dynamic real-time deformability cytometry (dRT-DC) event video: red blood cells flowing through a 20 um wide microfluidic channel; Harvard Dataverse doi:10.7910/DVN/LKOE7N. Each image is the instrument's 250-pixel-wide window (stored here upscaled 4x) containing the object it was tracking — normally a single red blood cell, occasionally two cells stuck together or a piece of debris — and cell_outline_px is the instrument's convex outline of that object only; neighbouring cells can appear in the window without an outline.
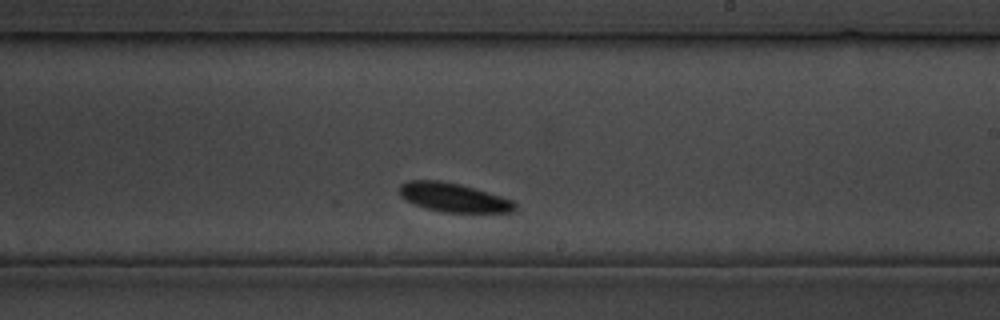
{"species": "common noctule bat (a hibernating species)", "species_latin": "Nyctalus noctula", "temperature_condition": "cold", "stored_images_in_passage": 16, "camera_frame_rate_fps": 3000, "um_per_image_px": 0.085, "animal": {"sex": "male", "body_mass_g": 19.5, "forearm_length_mm": 54.6}, "frame": {"image": 1, "passage_image": 12, "time_ms": 13.667, "image_size_px": [1000, 320], "cell_outline_px": [[516, 208], [512, 212], [444, 212], [428, 208], [404, 200], [400, 196], [400, 184], [408, 180], [440, 180], [460, 184], [500, 196], [512, 200], [516, 204]], "centroid_in_image_um": [38.52, 16.77], "position_along_channel_um": 250.5, "area_um2": 19.25}}